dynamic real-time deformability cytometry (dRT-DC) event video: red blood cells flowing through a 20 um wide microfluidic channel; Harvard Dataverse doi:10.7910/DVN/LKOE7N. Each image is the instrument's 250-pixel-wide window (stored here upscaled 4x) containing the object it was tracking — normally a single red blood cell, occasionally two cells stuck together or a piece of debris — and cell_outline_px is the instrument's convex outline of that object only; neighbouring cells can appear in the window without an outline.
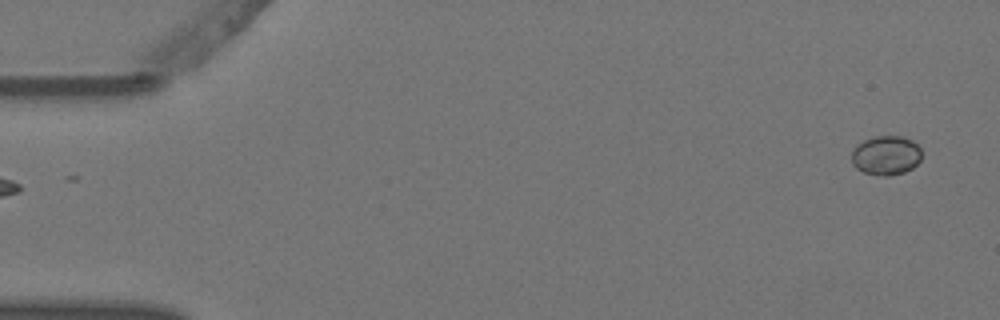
{"species": "Egyptian fruit bat (a non-hibernating species)", "species_latin": "Rousettus aegyptiacus", "temperature_condition": "warm", "stored_images_in_passage": 5, "camera_frame_rate_fps": 3000, "um_per_image_px": 0.085, "animal": {"sex": "female"}, "frame": {"image": 1, "passage_image": 1, "time_ms": 0.0, "image_size_px": [1000, 320], "cell_outline_px": [[920, 160], [912, 168], [904, 172], [888, 176], [884, 176], [864, 172], [856, 168], [852, 164], [852, 148], [856, 144], [864, 140], [876, 136], [900, 136], [912, 140], [920, 148]], "centroid_in_image_um": [75.28, 13.2], "position_along_channel_um": 9.7, "area_um2": 16.01}}
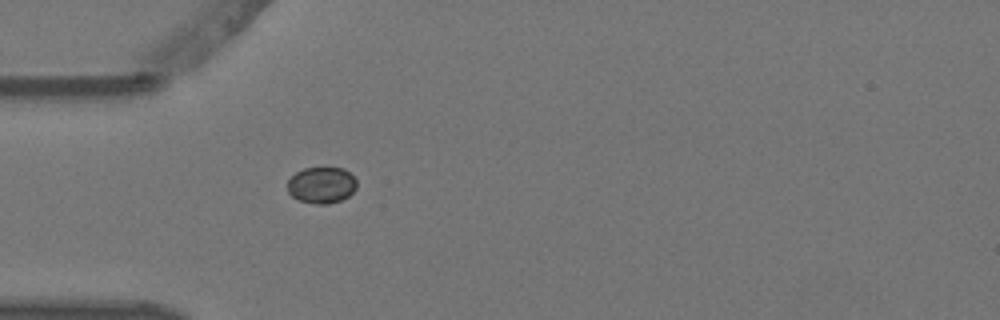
{"frame": {"image": 2, "passage_image": 5, "time_ms": 1.333, "image_size_px": [1000, 320], "cell_outline_px": [[356, 188], [348, 196], [340, 200], [328, 204], [316, 204], [300, 200], [292, 196], [288, 192], [288, 180], [296, 172], [304, 168], [324, 164], [344, 168], [356, 180]], "centroid_in_image_um": [27.33, 15.67], "position_along_channel_um": 57.7, "area_um2": 15.09}}